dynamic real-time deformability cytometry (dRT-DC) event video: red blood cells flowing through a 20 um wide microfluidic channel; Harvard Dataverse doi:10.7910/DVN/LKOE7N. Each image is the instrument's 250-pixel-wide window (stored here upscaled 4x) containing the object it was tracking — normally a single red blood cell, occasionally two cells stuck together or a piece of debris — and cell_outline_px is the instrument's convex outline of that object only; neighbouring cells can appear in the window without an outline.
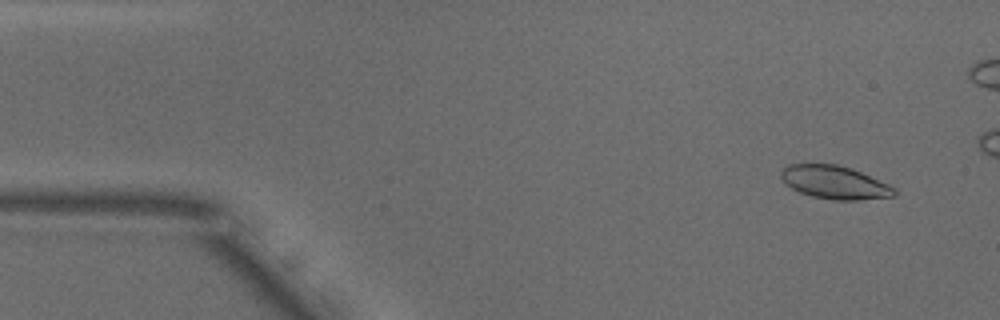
{"species": "common noctule bat (a hibernating species)", "species_latin": "Nyctalus noctula", "temperature_condition": "warm", "stored_images_in_passage": 13, "camera_frame_rate_fps": 3000, "um_per_image_px": 0.085, "animal": {"sex": "male", "body_mass_g": 18.8}, "frame": {"image": 1, "passage_image": 4, "time_ms": 1.0, "image_size_px": [1000, 320], "cell_outline_px": [[896, 196], [856, 200], [832, 200], [812, 196], [800, 192], [792, 188], [780, 176], [780, 172], [788, 164], [836, 164], [852, 168], [888, 184], [896, 188]], "centroid_in_image_um": [70.97, 15.5], "position_along_channel_um": 14.0, "area_um2": 21.79}}